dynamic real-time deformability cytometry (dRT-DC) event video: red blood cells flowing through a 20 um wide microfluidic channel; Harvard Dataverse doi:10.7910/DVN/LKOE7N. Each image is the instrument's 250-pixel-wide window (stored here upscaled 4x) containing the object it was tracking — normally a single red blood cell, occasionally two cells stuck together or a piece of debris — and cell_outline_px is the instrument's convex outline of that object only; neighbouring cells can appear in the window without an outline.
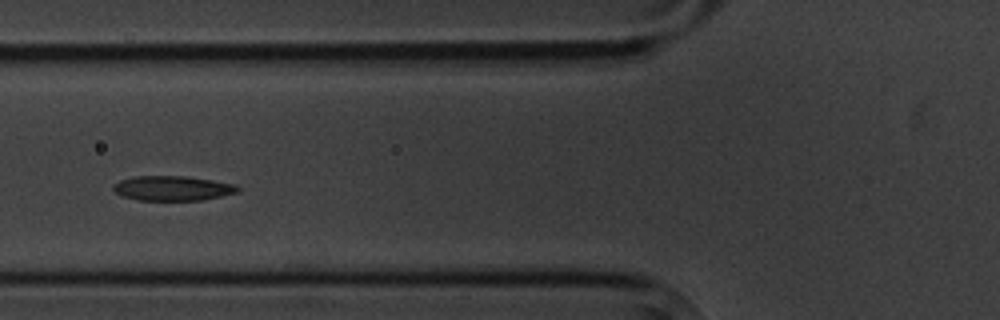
{"species": "common noctule bat (a hibernating species)", "species_latin": "Nyctalus noctula", "temperature_condition": "cold", "stored_images_in_passage": 9, "camera_frame_rate_fps": 3000, "um_per_image_px": 0.085, "animal": {"sex": "male", "body_mass_g": 20.1, "forearm_length_mm": 53.5}, "frame": {"image": 1, "passage_image": 2, "time_ms": 1.0, "image_size_px": [1000, 320], "cell_outline_px": [[240, 188], [236, 192], [204, 200], [136, 200], [120, 196], [112, 188], [112, 184], [120, 180], [132, 176], [188, 176], [236, 184]], "centroid_in_image_um": [14.62, 16.0], "position_along_channel_um": 111.2, "area_um2": 18.09}}
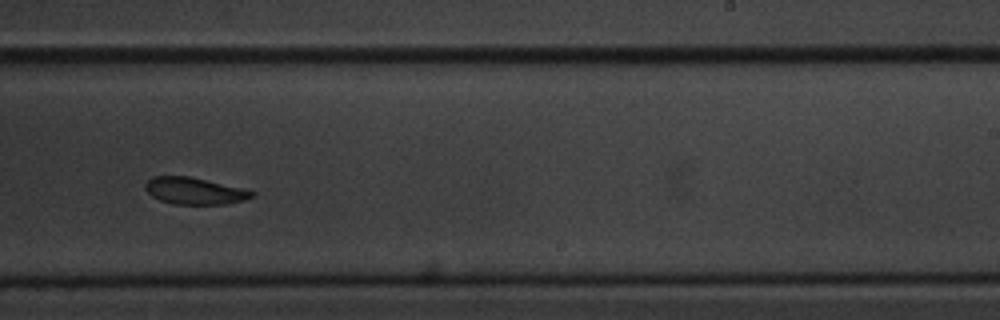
{"frame": {"image": 2, "passage_image": 6, "time_ms": 5.667, "image_size_px": [1000, 320], "cell_outline_px": [[256, 196], [244, 200], [228, 204], [172, 204], [160, 200], [152, 196], [144, 188], [144, 184], [152, 176], [188, 176], [244, 188], [256, 192]], "centroid_in_image_um": [16.56, 16.23], "position_along_channel_um": 272.4, "area_um2": 16.82}}
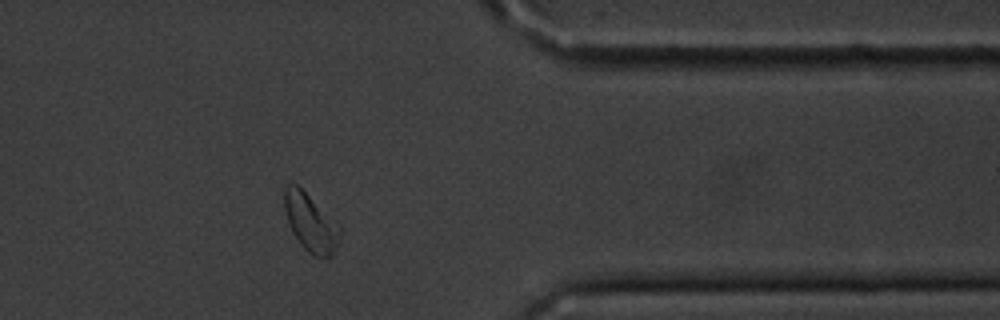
{"frame": {"image": 3, "passage_image": 9, "time_ms": 9.333, "image_size_px": [1000, 320], "cell_outline_px": [[344, 228], [332, 256], [312, 256], [300, 244], [292, 232], [284, 208], [284, 188], [288, 184], [296, 184], [336, 220]], "centroid_in_image_um": [26.44, 18.93], "position_along_channel_um": 385.0, "area_um2": 18.79}}